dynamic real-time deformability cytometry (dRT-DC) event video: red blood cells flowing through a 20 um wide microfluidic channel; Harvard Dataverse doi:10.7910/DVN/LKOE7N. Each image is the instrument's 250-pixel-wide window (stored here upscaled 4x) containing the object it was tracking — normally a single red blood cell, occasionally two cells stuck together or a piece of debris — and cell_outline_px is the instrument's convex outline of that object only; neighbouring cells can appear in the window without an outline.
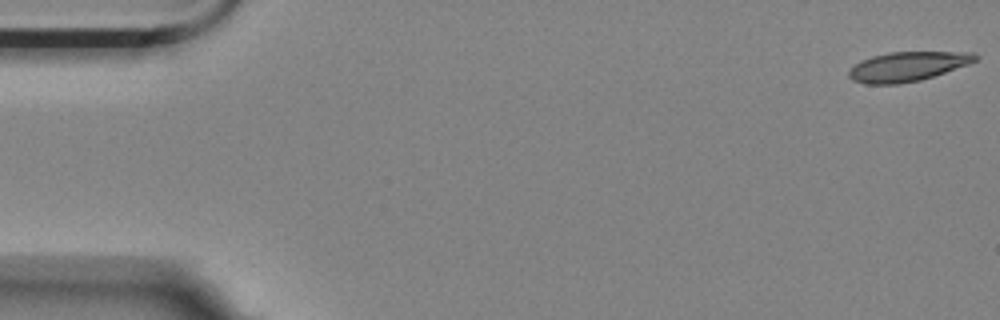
{"species": "Egyptian fruit bat (a non-hibernating species)", "species_latin": "Rousettus aegyptiacus", "temperature_condition": "room temperature", "stored_images_in_passage": 57, "camera_frame_rate_fps": 3000, "um_per_image_px": 0.085, "animal": {"sex": "female"}, "frame": {"image": 1, "passage_image": 1, "time_ms": 0.0, "image_size_px": [1000, 320], "cell_outline_px": [[980, 56], [976, 60], [968, 64], [920, 80], [896, 84], [864, 84], [852, 80], [848, 76], [848, 72], [860, 60], [872, 56], [888, 52], [976, 52]], "centroid_in_image_um": [77.13, 5.64], "position_along_channel_um": 7.9, "area_um2": 21.62}}
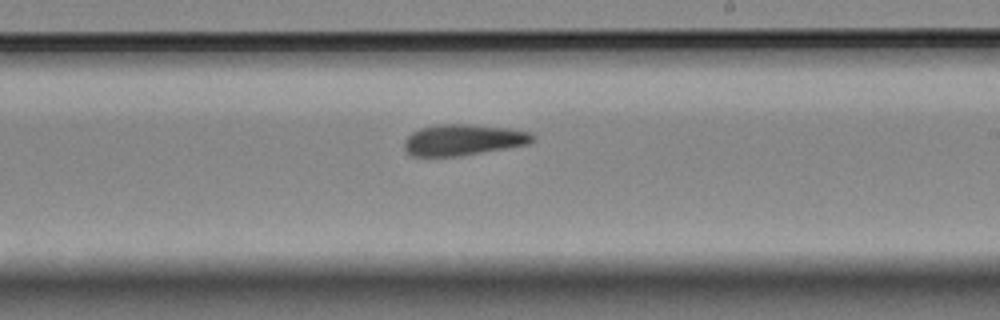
{"frame": {"image": 2, "passage_image": 33, "time_ms": 10.667, "image_size_px": [1000, 320], "cell_outline_px": [[536, 140], [528, 144], [460, 156], [412, 156], [404, 148], [404, 140], [412, 132], [420, 128], [436, 124], [472, 124], [512, 128], [532, 132], [536, 136]], "centroid_in_image_um": [39.41, 11.87], "position_along_channel_um": 249.6, "area_um2": 23.52}}
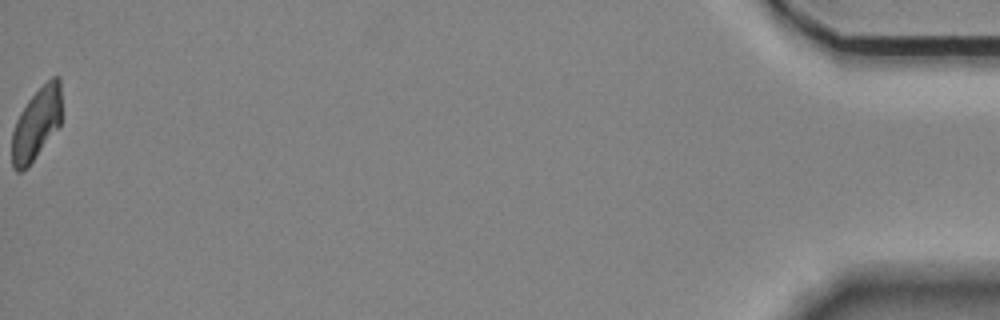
{"frame": {"image": 3, "passage_image": 57, "time_ms": 18.667, "image_size_px": [1000, 320], "cell_outline_px": [[60, 124], [28, 168], [20, 172], [16, 172], [12, 168], [12, 132], [16, 120], [20, 112], [28, 100], [52, 76], [60, 76]], "centroid_in_image_um": [3.07, 10.56], "position_along_channel_um": 432.1, "area_um2": 20.69}, "authors_computed_cell_mechanics": {"area_um2": 22.7154, "velocity_mm_per_s": 3.5136, "shape_relaxation_time_tau1_ms": null, "shape_relaxation_time_tau2_ms": 8.763, "deformation_change_tau1": null, "deformation_change_tau2": 0.1831}}